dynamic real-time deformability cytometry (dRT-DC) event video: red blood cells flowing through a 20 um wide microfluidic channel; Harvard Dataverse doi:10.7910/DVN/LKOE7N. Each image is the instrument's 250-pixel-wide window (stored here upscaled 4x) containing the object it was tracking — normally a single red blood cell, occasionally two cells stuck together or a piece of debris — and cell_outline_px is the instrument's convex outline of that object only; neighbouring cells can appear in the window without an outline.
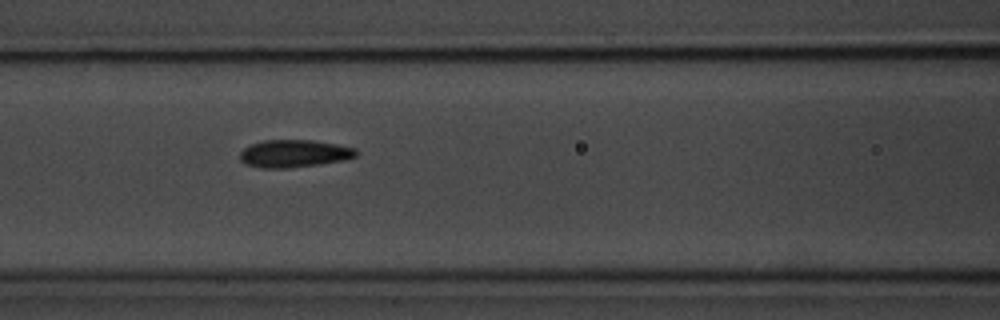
{"species": "common noctule bat (a hibernating species)", "species_latin": "Nyctalus noctula", "temperature_condition": "room temperature", "stored_images_in_passage": 10, "camera_frame_rate_fps": 3000, "um_per_image_px": 0.085, "animal": {"sex": "male", "body_mass_g": 20.1, "forearm_length_mm": 53.5}, "frame": {"image": 1, "passage_image": 7, "time_ms": 7.0, "image_size_px": [1000, 320], "cell_outline_px": [[356, 156], [344, 160], [288, 168], [264, 168], [248, 164], [240, 160], [240, 152], [244, 148], [252, 144], [264, 140], [312, 140], [336, 144], [356, 148]], "centroid_in_image_um": [24.99, 13.04], "position_along_channel_um": 141.6, "area_um2": 18.38}}